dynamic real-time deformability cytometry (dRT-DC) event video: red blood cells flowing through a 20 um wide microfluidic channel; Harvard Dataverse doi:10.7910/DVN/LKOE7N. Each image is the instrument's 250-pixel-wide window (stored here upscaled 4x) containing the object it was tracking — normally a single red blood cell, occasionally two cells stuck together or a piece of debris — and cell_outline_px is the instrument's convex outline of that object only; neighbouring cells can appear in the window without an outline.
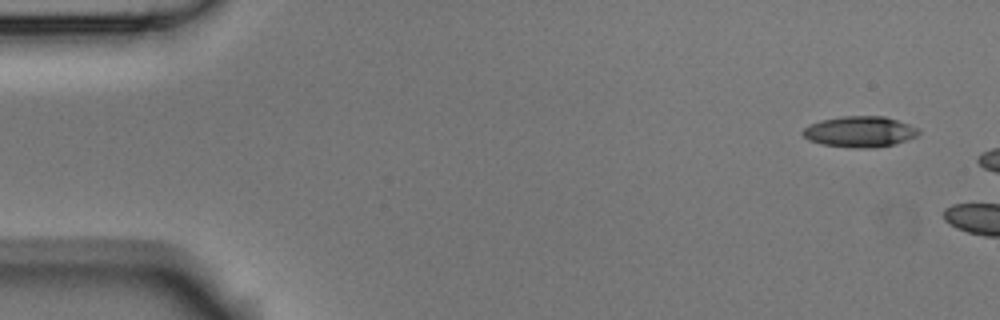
{"species": "Egyptian fruit bat (a non-hibernating species)", "species_latin": "Rousettus aegyptiacus", "temperature_condition": "room temperature", "stored_images_in_passage": 2, "camera_frame_rate_fps": 3000, "um_per_image_px": 0.085, "animal": {"sex": "male"}, "frame": {"image": 1, "passage_image": 1, "time_ms": 0.0, "image_size_px": [1000, 320], "cell_outline_px": [[920, 132], [916, 136], [896, 144], [876, 148], [856, 148], [820, 144], [808, 140], [800, 132], [808, 124], [820, 120], [844, 116], [884, 116], [920, 128]], "centroid_in_image_um": [73.06, 11.2], "position_along_channel_um": 11.9, "area_um2": 21.04}}